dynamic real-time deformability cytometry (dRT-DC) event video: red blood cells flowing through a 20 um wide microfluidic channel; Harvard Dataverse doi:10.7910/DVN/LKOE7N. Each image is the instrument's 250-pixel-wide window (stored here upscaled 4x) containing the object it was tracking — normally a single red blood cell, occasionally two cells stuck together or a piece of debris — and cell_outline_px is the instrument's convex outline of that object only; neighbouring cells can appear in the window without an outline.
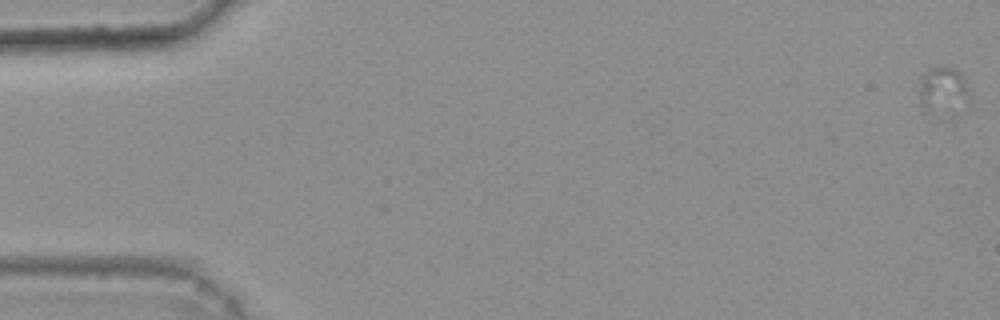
{"species": "common noctule bat (a hibernating species)", "species_latin": "Nyctalus noctula", "temperature_condition": "warm", "stored_images_in_passage": 17, "camera_frame_rate_fps": 3000, "um_per_image_px": 0.085, "animal": {"sex": "female", "body_mass_g": 25.1}, "frame": {"image": 1, "passage_image": 1, "time_ms": 0.0, "image_size_px": [1000, 320], "cell_outline_px": [[968, 92], [964, 96], [928, 108], [924, 108], [920, 100], [920, 80], [932, 68], [944, 64], [956, 68], [960, 72], [964, 80]], "centroid_in_image_um": [80.04, 7.31], "position_along_channel_um": 5.0, "area_um2": 10.81}}